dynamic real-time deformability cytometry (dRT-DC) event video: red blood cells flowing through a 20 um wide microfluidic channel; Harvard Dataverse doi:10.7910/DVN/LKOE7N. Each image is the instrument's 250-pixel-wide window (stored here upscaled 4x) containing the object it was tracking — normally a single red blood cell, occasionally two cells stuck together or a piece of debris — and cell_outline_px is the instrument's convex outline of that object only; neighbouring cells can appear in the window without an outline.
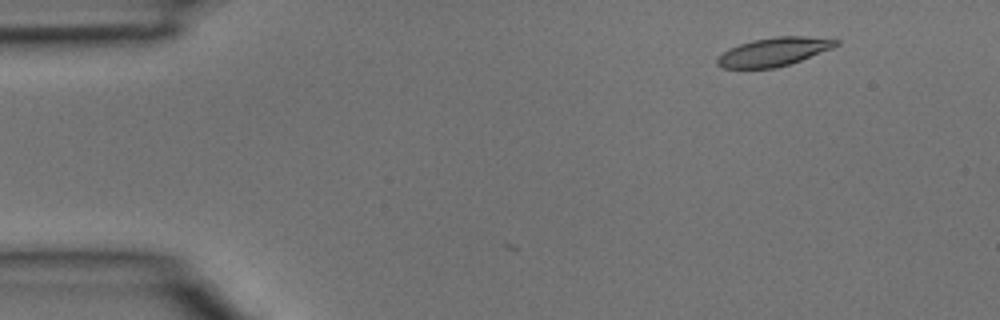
{"species": "common noctule bat (a hibernating species)", "species_latin": "Nyctalus noctula", "temperature_condition": "room temperature", "stored_images_in_passage": 4, "segment_of_instrument_passage": [1, 2], "camera_frame_rate_fps": 3000, "um_per_image_px": 0.085, "animal": {"sex": "male", "body_mass_g": 15.6}, "frame": {"image": 1, "passage_image": 1, "time_ms": 0.0, "image_size_px": [1000, 320], "cell_outline_px": [[840, 44], [832, 48], [800, 60], [776, 68], [720, 68], [716, 64], [716, 60], [728, 48], [752, 40], [776, 36], [804, 36], [840, 40]], "centroid_in_image_um": [65.76, 4.4], "position_along_channel_um": 19.2, "area_um2": 19.59}}
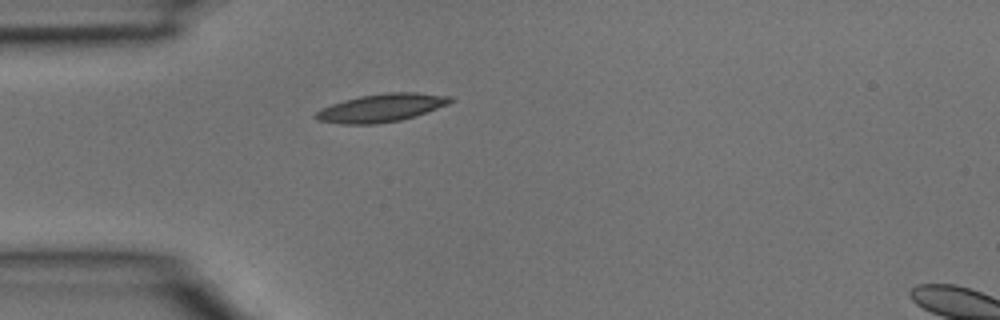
{"frame": {"image": 2, "passage_image": 3, "time_ms": 0.667, "image_size_px": [1000, 320], "cell_outline_px": [[456, 100], [448, 104], [416, 116], [400, 120], [372, 124], [340, 124], [316, 120], [312, 116], [316, 112], [332, 104], [344, 100], [360, 96], [384, 92], [416, 92], [452, 96]], "centroid_in_image_um": [32.44, 9.16], "position_along_channel_um": 52.6, "area_um2": 22.08}}